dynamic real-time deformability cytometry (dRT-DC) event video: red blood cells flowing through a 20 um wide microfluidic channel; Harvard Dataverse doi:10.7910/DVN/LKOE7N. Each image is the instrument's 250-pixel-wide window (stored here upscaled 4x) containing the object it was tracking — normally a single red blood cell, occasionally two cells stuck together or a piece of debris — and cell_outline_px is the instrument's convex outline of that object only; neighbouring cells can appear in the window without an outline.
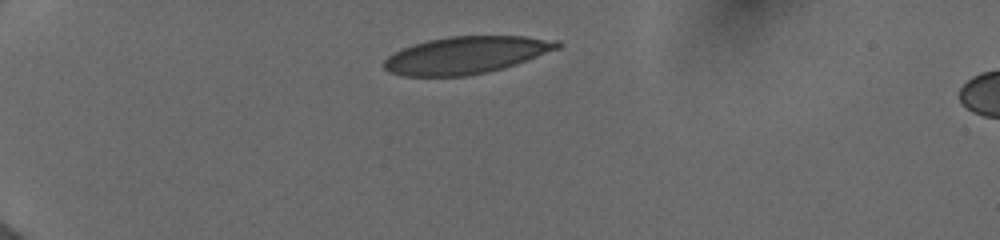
{"species": "human", "species_latin": "Homo sapiens", "temperature_condition": "cold", "stored_images_in_passage": 46, "camera_frame_rate_fps": 3000, "um_per_image_px": 0.085, "donor": {"sex": "female"}, "frame": {"image": 1, "passage_image": 1, "time_ms": 0.0, "image_size_px": [1000, 240], "cell_outline_px": [[560, 48], [516, 64], [488, 72], [468, 76], [404, 76], [388, 72], [380, 64], [388, 56], [412, 44], [428, 40], [448, 36], [524, 36], [560, 40]], "centroid_in_image_um": [39.6, 4.68], "position_along_channel_um": 45.4, "area_um2": 37.74}}
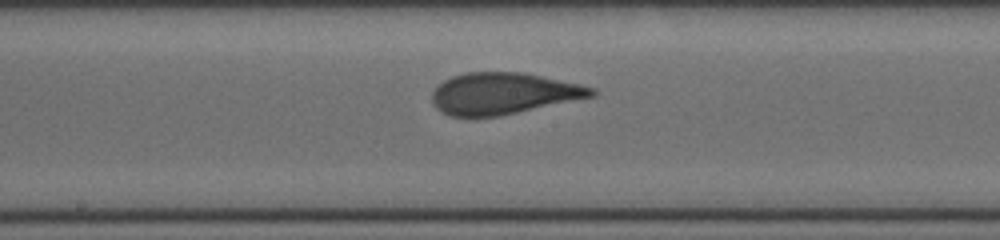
{"frame": {"image": 2, "passage_image": 29, "time_ms": 5.333, "image_size_px": [1000, 240], "cell_outline_px": [[596, 96], [496, 116], [448, 116], [440, 112], [432, 104], [432, 92], [436, 84], [452, 76], [468, 72], [524, 72], [580, 84], [596, 88]], "centroid_in_image_um": [42.75, 7.93], "position_along_channel_um": 205.4, "area_um2": 38.67}}
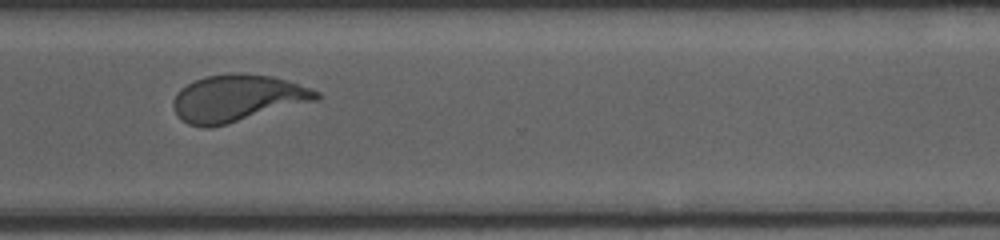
{"frame": {"image": 3, "passage_image": 45, "time_ms": 9.0, "image_size_px": [1000, 240], "cell_outline_px": [[320, 96], [316, 100], [228, 124], [208, 128], [188, 124], [176, 112], [172, 104], [176, 92], [180, 88], [196, 80], [208, 76], [232, 72], [244, 72], [272, 76], [320, 92]], "centroid_in_image_um": [20.14, 8.34], "position_along_channel_um": 350.5, "area_um2": 38.73}}